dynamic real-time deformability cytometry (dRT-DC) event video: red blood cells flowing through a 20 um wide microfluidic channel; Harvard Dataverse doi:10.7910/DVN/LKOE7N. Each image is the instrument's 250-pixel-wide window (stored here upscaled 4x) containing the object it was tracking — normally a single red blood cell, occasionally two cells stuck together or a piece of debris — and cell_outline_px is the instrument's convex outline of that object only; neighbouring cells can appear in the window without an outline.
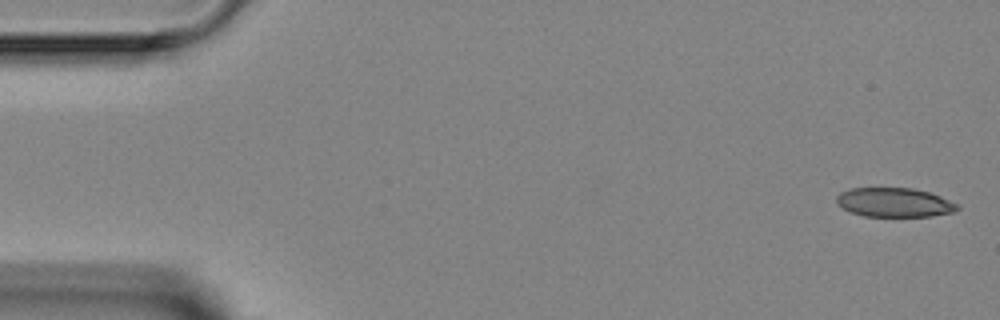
{"species": "Egyptian fruit bat (a non-hibernating species)", "species_latin": "Rousettus aegyptiacus", "temperature_condition": "room temperature", "stored_images_in_passage": 4, "camera_frame_rate_fps": 3000, "um_per_image_px": 0.085, "animal": {"sex": "female"}, "frame": {"image": 1, "passage_image": 1, "time_ms": 0.0, "image_size_px": [1000, 320], "cell_outline_px": [[960, 208], [952, 212], [932, 216], [864, 216], [852, 212], [844, 208], [836, 200], [836, 196], [840, 192], [852, 188], [912, 188], [928, 192], [940, 196], [960, 204]], "centroid_in_image_um": [76.06, 17.2], "position_along_channel_um": 8.9, "area_um2": 20.4}}
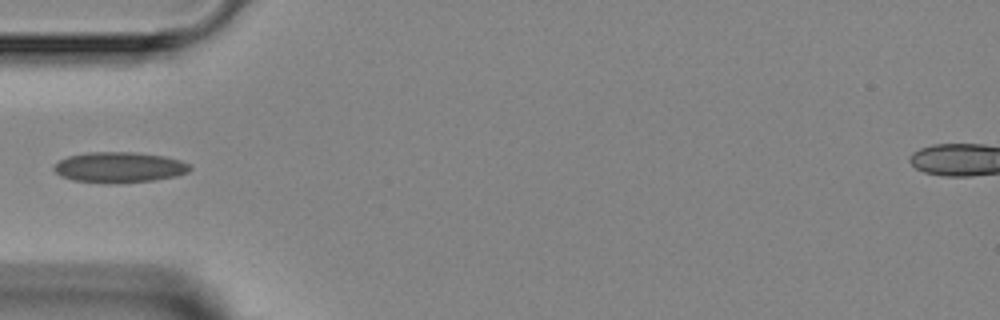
{"frame": {"image": 2, "passage_image": 4, "time_ms": 4.667, "image_size_px": [1000, 320], "cell_outline_px": [[192, 168], [188, 172], [176, 176], [152, 180], [72, 180], [60, 176], [52, 168], [60, 160], [68, 156], [88, 152], [132, 152], [164, 156], [180, 160], [188, 164]], "centroid_in_image_um": [10.15, 14.16], "position_along_channel_um": 74.8, "area_um2": 23.06}}